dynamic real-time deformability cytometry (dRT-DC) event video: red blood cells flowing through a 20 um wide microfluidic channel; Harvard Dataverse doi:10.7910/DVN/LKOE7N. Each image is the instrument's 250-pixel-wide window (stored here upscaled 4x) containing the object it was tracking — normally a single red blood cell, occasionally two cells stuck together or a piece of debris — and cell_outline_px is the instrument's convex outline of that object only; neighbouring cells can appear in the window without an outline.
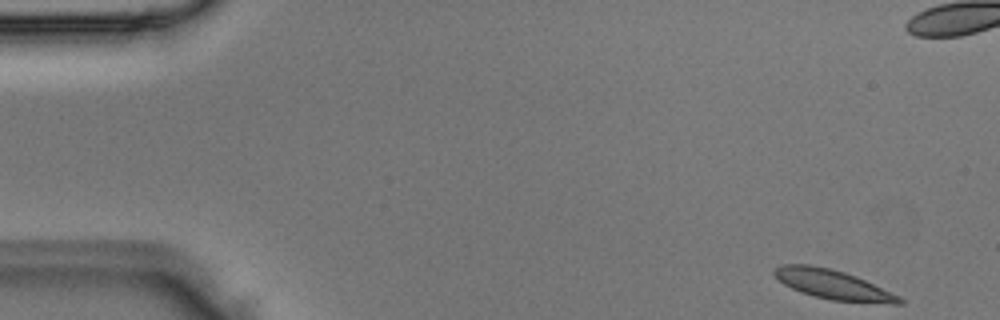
{"species": "Egyptian fruit bat (a non-hibernating species)", "species_latin": "Rousettus aegyptiacus", "temperature_condition": "room temperature", "stored_images_in_passage": 7, "camera_frame_rate_fps": 3000, "um_per_image_px": 0.085, "animal": {"sex": "male"}, "frame": {"image": 1, "passage_image": 1, "time_ms": 0.0, "image_size_px": [1000, 320], "cell_outline_px": [[904, 304], [892, 304], [832, 300], [800, 292], [784, 284], [772, 272], [780, 264], [808, 264], [828, 268], [844, 272], [856, 276], [900, 296], [904, 300]], "centroid_in_image_um": [70.83, 24.19], "position_along_channel_um": 14.2, "area_um2": 21.27}}
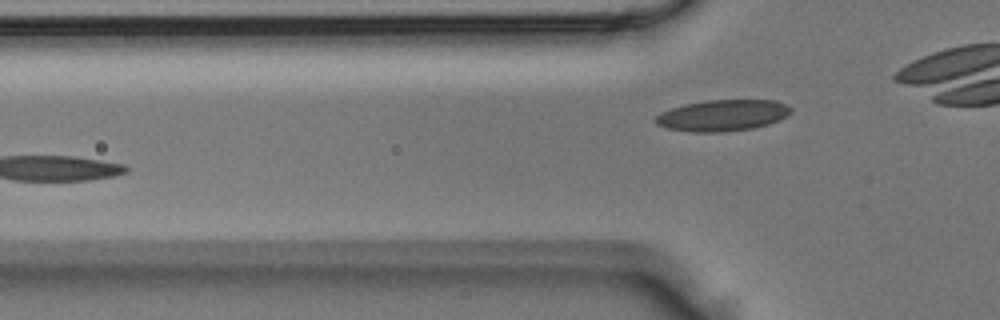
{"frame": {"image": 2, "passage_image": 5, "time_ms": 1.333, "image_size_px": [1000, 320], "cell_outline_px": [[792, 112], [780, 120], [768, 124], [752, 128], [724, 132], [692, 132], [668, 128], [656, 124], [656, 116], [660, 112], [684, 104], [704, 100], [776, 100], [792, 108]], "centroid_in_image_um": [61.43, 9.8], "position_along_channel_um": 64.4, "area_um2": 24.68}}